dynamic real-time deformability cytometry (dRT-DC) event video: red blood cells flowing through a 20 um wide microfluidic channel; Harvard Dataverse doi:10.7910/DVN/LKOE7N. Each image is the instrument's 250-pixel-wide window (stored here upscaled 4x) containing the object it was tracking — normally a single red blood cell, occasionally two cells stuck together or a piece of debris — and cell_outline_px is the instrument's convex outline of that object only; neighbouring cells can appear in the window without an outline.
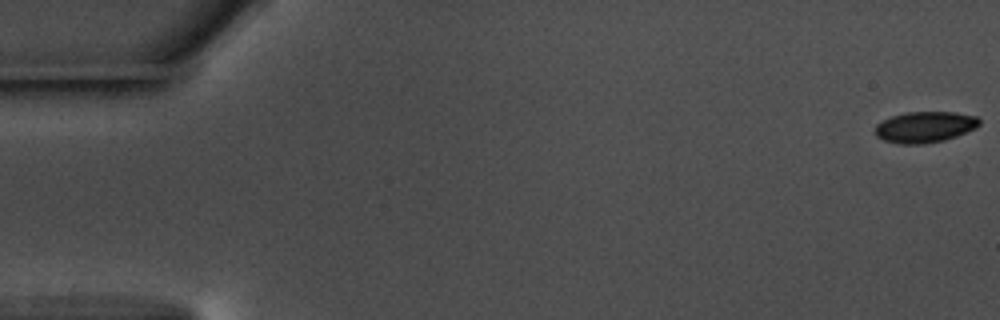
{"species": "common noctule bat (a hibernating species)", "species_latin": "Nyctalus noctula", "temperature_condition": "warm", "stored_images_in_passage": 57, "camera_frame_rate_fps": 3000, "um_per_image_px": 0.085, "animal": {"sex": "male", "body_mass_g": 17.5, "forearm_length_mm": 52.3}, "frame": {"image": 1, "passage_image": 1, "time_ms": 0.0, "image_size_px": [1000, 320], "cell_outline_px": [[980, 124], [976, 128], [956, 136], [944, 140], [924, 144], [900, 144], [884, 140], [876, 136], [876, 124], [892, 116], [908, 112], [956, 112], [976, 116], [980, 120]], "centroid_in_image_um": [78.63, 10.8], "position_along_channel_um": 6.4, "area_um2": 18.79}}
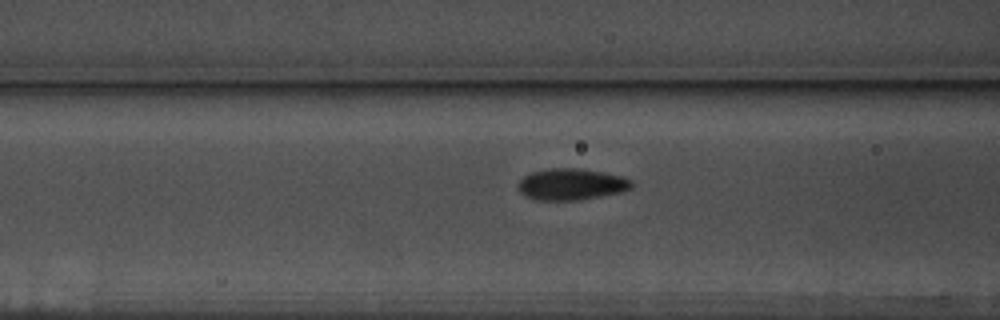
{"frame": {"image": 2, "passage_image": 23, "time_ms": 7.333, "image_size_px": [1000, 320], "cell_outline_px": [[632, 188], [620, 192], [576, 200], [536, 200], [520, 192], [520, 180], [524, 176], [532, 172], [548, 168], [580, 168], [604, 172], [624, 176], [632, 180]], "centroid_in_image_um": [48.6, 15.64], "position_along_channel_um": 118.0, "area_um2": 20.63}}
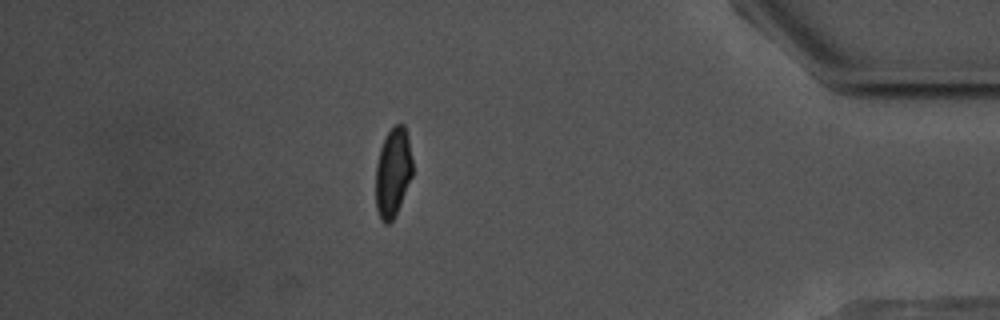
{"frame": {"image": 3, "passage_image": 50, "time_ms": 16.333, "image_size_px": [1000, 320], "cell_outline_px": [[412, 176], [400, 204], [392, 220], [388, 224], [384, 224], [380, 220], [376, 208], [376, 164], [380, 148], [388, 132], [396, 124], [404, 124], [408, 136], [412, 160]], "centroid_in_image_um": [33.39, 14.66], "position_along_channel_um": 401.8, "area_um2": 19.02}, "authors_computed_cell_mechanics": {"area_um2": 19.5942, "velocity_mm_per_s": 3.6185, "shape_relaxation_time_tau1_ms": 3.5181, "shape_relaxation_time_tau2_ms": null, "deformation_change_tau1": 0.1127, "deformation_change_tau2": null}}